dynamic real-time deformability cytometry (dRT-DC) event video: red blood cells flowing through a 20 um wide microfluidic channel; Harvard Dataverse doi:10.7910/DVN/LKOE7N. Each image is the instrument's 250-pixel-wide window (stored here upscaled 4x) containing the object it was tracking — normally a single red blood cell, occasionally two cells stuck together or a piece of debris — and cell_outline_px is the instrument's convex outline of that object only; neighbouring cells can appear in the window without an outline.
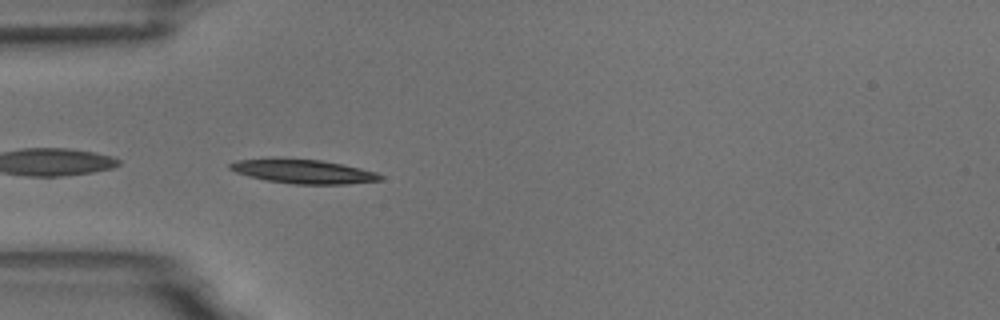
{"species": "common noctule bat (a hibernating species)", "species_latin": "Nyctalus noctula", "temperature_condition": "room temperature", "stored_images_in_passage": 5, "camera_frame_rate_fps": 3000, "um_per_image_px": 0.085, "animal": {"sex": "male", "body_mass_g": 18.8}, "frame": {"image": 1, "passage_image": 5, "time_ms": 4.333, "image_size_px": [1000, 320], "cell_outline_px": [[384, 176], [380, 180], [348, 184], [292, 184], [264, 180], [248, 176], [236, 172], [228, 168], [228, 164], [236, 160], [324, 160], [344, 164], [376, 172]], "centroid_in_image_um": [25.83, 14.6], "position_along_channel_um": 59.2, "area_um2": 20.58}}